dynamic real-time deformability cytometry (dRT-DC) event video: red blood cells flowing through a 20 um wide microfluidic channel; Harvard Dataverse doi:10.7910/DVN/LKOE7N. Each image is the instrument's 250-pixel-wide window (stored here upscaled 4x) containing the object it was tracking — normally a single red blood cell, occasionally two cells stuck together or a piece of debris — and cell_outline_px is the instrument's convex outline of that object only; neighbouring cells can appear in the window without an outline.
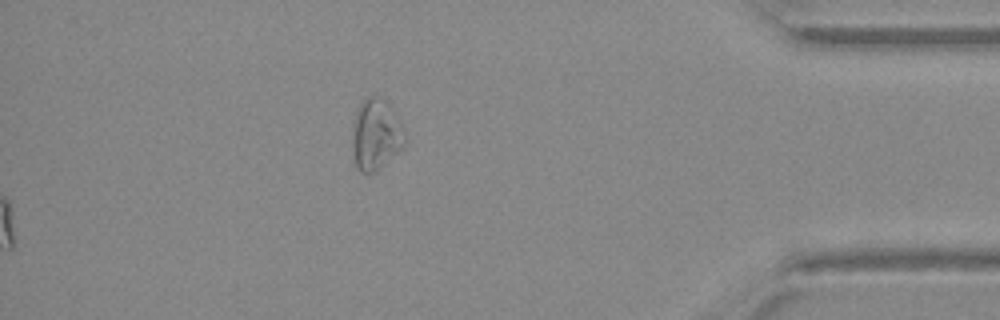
{"species": "Egyptian fruit bat (a non-hibernating species)", "species_latin": "Rousettus aegyptiacus", "temperature_condition": "warm", "stored_images_in_passage": 44, "segment_of_instrument_passage": [2, 2], "camera_frame_rate_fps": 3000, "um_per_image_px": 0.085, "animal": {"sex": "female"}, "frame": {"image": 1, "passage_image": 44, "time_ms": 14.333, "image_size_px": [1000, 320], "cell_outline_px": [[404, 148], [376, 172], [360, 172], [352, 164], [352, 132], [356, 108], [368, 96], [380, 96], [388, 100], [400, 124], [404, 140]], "centroid_in_image_um": [31.9, 11.46], "position_along_channel_um": 403.3, "area_um2": 22.14}}